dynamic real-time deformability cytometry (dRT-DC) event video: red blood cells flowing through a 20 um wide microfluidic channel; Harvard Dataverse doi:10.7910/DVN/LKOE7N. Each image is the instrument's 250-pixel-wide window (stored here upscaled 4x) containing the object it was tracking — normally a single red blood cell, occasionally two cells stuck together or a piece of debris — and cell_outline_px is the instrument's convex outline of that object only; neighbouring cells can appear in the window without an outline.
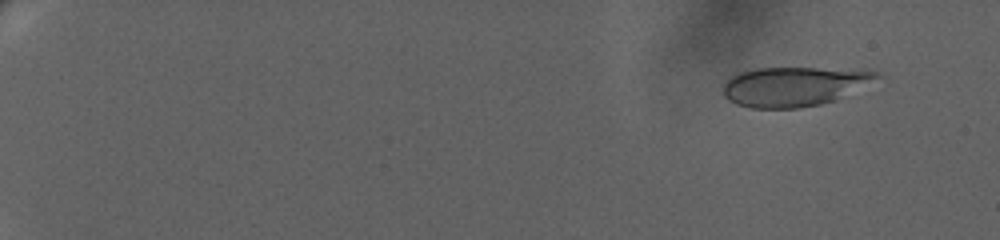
{"species": "human", "species_latin": "Homo sapiens", "temperature_condition": "warm", "stored_images_in_passage": 63, "camera_frame_rate_fps": 3000, "um_per_image_px": 0.085, "donor": {"sex": "female"}, "frame": {"image": 1, "passage_image": 5, "time_ms": 1.667, "image_size_px": [1000, 240], "cell_outline_px": [[884, 76], [832, 100], [820, 104], [800, 108], [752, 108], [736, 104], [728, 100], [724, 96], [724, 84], [732, 76], [740, 72], [756, 68], [816, 68], [880, 72]], "centroid_in_image_um": [67.43, 7.35], "position_along_channel_um": 17.6, "area_um2": 34.68}}
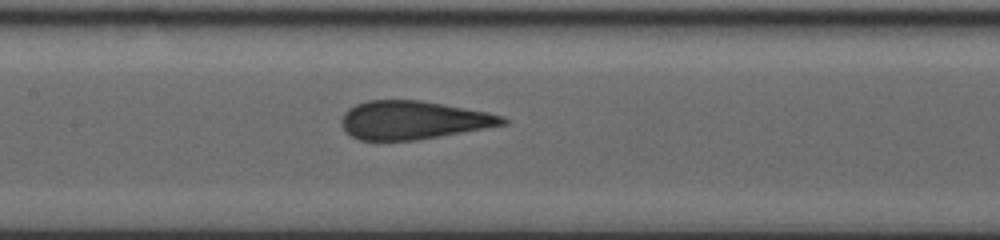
{"frame": {"image": 2, "passage_image": 35, "time_ms": 12.333, "image_size_px": [1000, 240], "cell_outline_px": [[508, 124], [416, 140], [360, 140], [352, 136], [344, 128], [340, 120], [344, 112], [348, 108], [356, 104], [368, 100], [420, 100], [444, 104], [488, 112], [504, 116], [508, 120]], "centroid_in_image_um": [35.13, 10.2], "position_along_channel_um": 172.3, "area_um2": 35.89}}
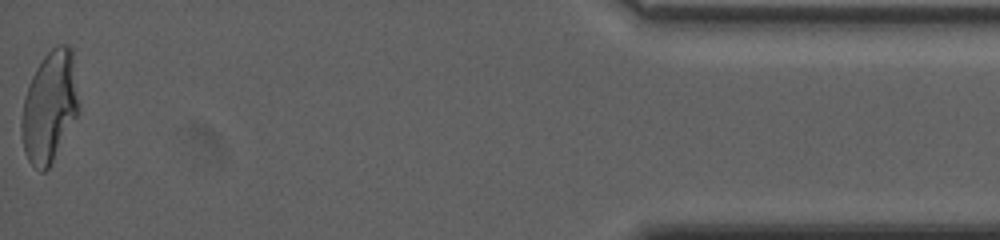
{"frame": {"image": 3, "passage_image": 63, "time_ms": 22.333, "image_size_px": [1000, 240], "cell_outline_px": [[80, 112], [48, 168], [44, 172], [40, 172], [28, 160], [24, 152], [20, 128], [20, 120], [24, 96], [28, 84], [36, 68], [44, 56], [56, 44], [68, 44], [72, 48], [80, 108]], "centroid_in_image_um": [4.21, 9.06], "position_along_channel_um": 431.0, "area_um2": 37.51}, "authors_computed_cell_mechanics": {"area_um2": 36.125, "velocity_mm_per_s": 3.2493, "shape_relaxation_time_tau1_ms": 9.6121, "shape_relaxation_time_tau2_ms": null, "deformation_change_tau1": 0.2416, "deformation_change_tau2": null}}